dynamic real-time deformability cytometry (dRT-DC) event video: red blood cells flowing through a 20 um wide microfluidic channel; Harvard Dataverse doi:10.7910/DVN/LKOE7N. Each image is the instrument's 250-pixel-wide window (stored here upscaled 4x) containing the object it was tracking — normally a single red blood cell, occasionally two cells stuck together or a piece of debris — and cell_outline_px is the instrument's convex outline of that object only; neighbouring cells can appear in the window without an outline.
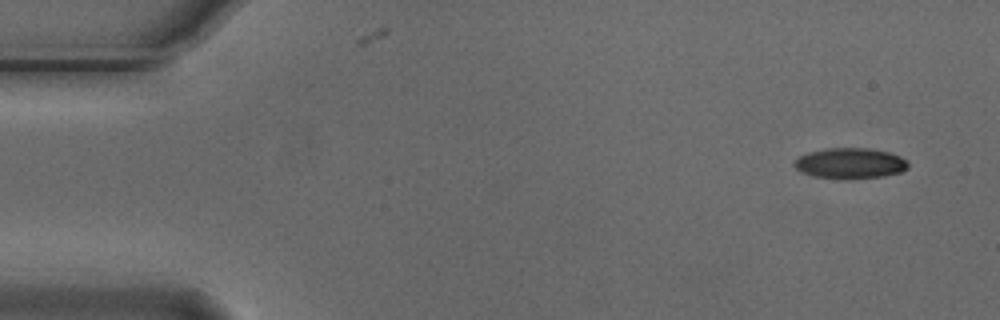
{"species": "Egyptian fruit bat (a non-hibernating species)", "species_latin": "Rousettus aegyptiacus", "temperature_condition": "cold", "stored_images_in_passage": 6, "camera_frame_rate_fps": 3000, "um_per_image_px": 0.085, "animal": {"sex": "male"}, "frame": {"image": 1, "passage_image": 1, "time_ms": 0.0, "image_size_px": [1000, 320], "cell_outline_px": [[908, 168], [900, 172], [884, 176], [848, 180], [816, 176], [800, 172], [792, 164], [800, 156], [808, 152], [824, 148], [868, 148], [888, 152], [900, 156], [908, 160]], "centroid_in_image_um": [72.27, 13.88], "position_along_channel_um": 12.7, "area_um2": 20.52}}
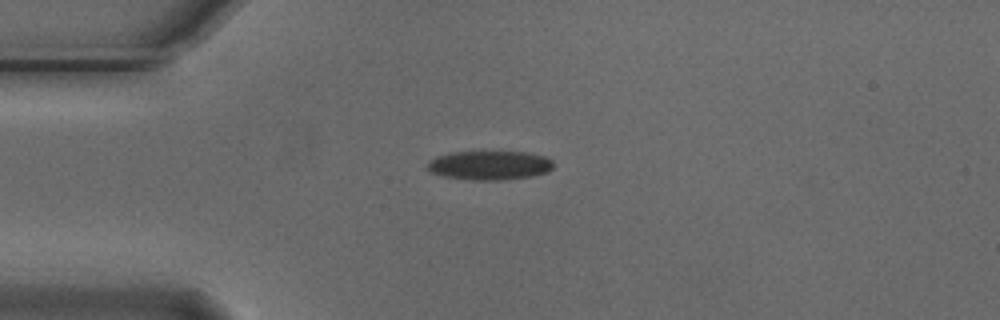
{"frame": {"image": 2, "passage_image": 4, "time_ms": 1.0, "image_size_px": [1000, 320], "cell_outline_px": [[552, 168], [548, 172], [528, 176], [500, 180], [476, 180], [444, 176], [432, 172], [424, 168], [428, 160], [436, 156], [448, 152], [524, 152], [544, 156], [552, 160]], "centroid_in_image_um": [41.54, 14.04], "position_along_channel_um": 43.5, "area_um2": 21.27}}
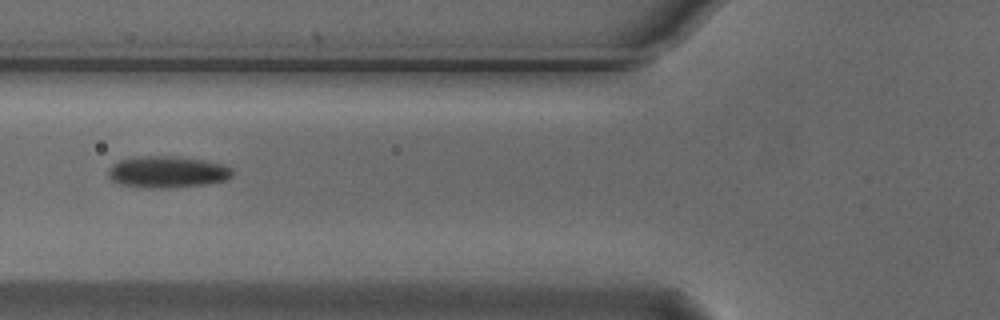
{"frame": {"image": 3, "passage_image": 6, "time_ms": 1.667, "image_size_px": [1000, 320], "cell_outline_px": [[232, 176], [228, 180], [204, 184], [164, 188], [148, 188], [120, 184], [112, 180], [108, 176], [108, 168], [112, 164], [120, 160], [140, 156], [172, 156], [204, 160], [224, 164], [232, 168]], "centroid_in_image_um": [14.22, 14.61], "position_along_channel_um": 111.6, "area_um2": 22.89}}